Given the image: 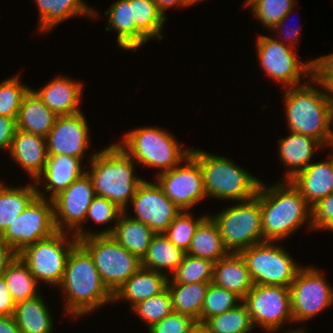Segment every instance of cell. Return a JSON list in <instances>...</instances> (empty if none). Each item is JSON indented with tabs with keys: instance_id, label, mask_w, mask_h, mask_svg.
<instances>
[{
	"instance_id": "18",
	"label": "cell",
	"mask_w": 333,
	"mask_h": 333,
	"mask_svg": "<svg viewBox=\"0 0 333 333\" xmlns=\"http://www.w3.org/2000/svg\"><path fill=\"white\" fill-rule=\"evenodd\" d=\"M89 123L84 112L58 116L45 137L48 155H68L83 162L91 145Z\"/></svg>"
},
{
	"instance_id": "57",
	"label": "cell",
	"mask_w": 333,
	"mask_h": 333,
	"mask_svg": "<svg viewBox=\"0 0 333 333\" xmlns=\"http://www.w3.org/2000/svg\"><path fill=\"white\" fill-rule=\"evenodd\" d=\"M327 147H330L331 152L333 153V116H332V125H331V137Z\"/></svg>"
},
{
	"instance_id": "38",
	"label": "cell",
	"mask_w": 333,
	"mask_h": 333,
	"mask_svg": "<svg viewBox=\"0 0 333 333\" xmlns=\"http://www.w3.org/2000/svg\"><path fill=\"white\" fill-rule=\"evenodd\" d=\"M243 4L270 31L297 5V0H245Z\"/></svg>"
},
{
	"instance_id": "12",
	"label": "cell",
	"mask_w": 333,
	"mask_h": 333,
	"mask_svg": "<svg viewBox=\"0 0 333 333\" xmlns=\"http://www.w3.org/2000/svg\"><path fill=\"white\" fill-rule=\"evenodd\" d=\"M95 196L87 173L55 196L52 201L57 231L73 234L78 240L98 235V229L90 230L84 226L88 208Z\"/></svg>"
},
{
	"instance_id": "52",
	"label": "cell",
	"mask_w": 333,
	"mask_h": 333,
	"mask_svg": "<svg viewBox=\"0 0 333 333\" xmlns=\"http://www.w3.org/2000/svg\"><path fill=\"white\" fill-rule=\"evenodd\" d=\"M17 254L0 240V276Z\"/></svg>"
},
{
	"instance_id": "24",
	"label": "cell",
	"mask_w": 333,
	"mask_h": 333,
	"mask_svg": "<svg viewBox=\"0 0 333 333\" xmlns=\"http://www.w3.org/2000/svg\"><path fill=\"white\" fill-rule=\"evenodd\" d=\"M107 17L105 32L116 31V42L122 50L136 52L149 41L135 25L130 0H116L104 11ZM113 29V30H112Z\"/></svg>"
},
{
	"instance_id": "1",
	"label": "cell",
	"mask_w": 333,
	"mask_h": 333,
	"mask_svg": "<svg viewBox=\"0 0 333 333\" xmlns=\"http://www.w3.org/2000/svg\"><path fill=\"white\" fill-rule=\"evenodd\" d=\"M57 288L65 297L63 316L74 320L113 303V293L103 283L92 256L79 242L69 253Z\"/></svg>"
},
{
	"instance_id": "35",
	"label": "cell",
	"mask_w": 333,
	"mask_h": 333,
	"mask_svg": "<svg viewBox=\"0 0 333 333\" xmlns=\"http://www.w3.org/2000/svg\"><path fill=\"white\" fill-rule=\"evenodd\" d=\"M2 276L15 303L31 299L41 293L35 277L17 255L7 265Z\"/></svg>"
},
{
	"instance_id": "29",
	"label": "cell",
	"mask_w": 333,
	"mask_h": 333,
	"mask_svg": "<svg viewBox=\"0 0 333 333\" xmlns=\"http://www.w3.org/2000/svg\"><path fill=\"white\" fill-rule=\"evenodd\" d=\"M57 117L30 89L22 100L16 118V127L25 132L46 137Z\"/></svg>"
},
{
	"instance_id": "51",
	"label": "cell",
	"mask_w": 333,
	"mask_h": 333,
	"mask_svg": "<svg viewBox=\"0 0 333 333\" xmlns=\"http://www.w3.org/2000/svg\"><path fill=\"white\" fill-rule=\"evenodd\" d=\"M158 10L163 14L165 18H168L166 15V11L171 9L172 7H176L177 9H186L191 7L189 0H154Z\"/></svg>"
},
{
	"instance_id": "4",
	"label": "cell",
	"mask_w": 333,
	"mask_h": 333,
	"mask_svg": "<svg viewBox=\"0 0 333 333\" xmlns=\"http://www.w3.org/2000/svg\"><path fill=\"white\" fill-rule=\"evenodd\" d=\"M282 94L287 129L319 140L327 147L333 110L319 83L311 77L306 83L283 89Z\"/></svg>"
},
{
	"instance_id": "16",
	"label": "cell",
	"mask_w": 333,
	"mask_h": 333,
	"mask_svg": "<svg viewBox=\"0 0 333 333\" xmlns=\"http://www.w3.org/2000/svg\"><path fill=\"white\" fill-rule=\"evenodd\" d=\"M154 179L182 211H190L207 198L202 168L191 154L171 170L155 175Z\"/></svg>"
},
{
	"instance_id": "27",
	"label": "cell",
	"mask_w": 333,
	"mask_h": 333,
	"mask_svg": "<svg viewBox=\"0 0 333 333\" xmlns=\"http://www.w3.org/2000/svg\"><path fill=\"white\" fill-rule=\"evenodd\" d=\"M212 283L235 292L242 299L254 285L246 261L240 253H229L214 263Z\"/></svg>"
},
{
	"instance_id": "48",
	"label": "cell",
	"mask_w": 333,
	"mask_h": 333,
	"mask_svg": "<svg viewBox=\"0 0 333 333\" xmlns=\"http://www.w3.org/2000/svg\"><path fill=\"white\" fill-rule=\"evenodd\" d=\"M16 118L0 116V151L10 150L16 131Z\"/></svg>"
},
{
	"instance_id": "39",
	"label": "cell",
	"mask_w": 333,
	"mask_h": 333,
	"mask_svg": "<svg viewBox=\"0 0 333 333\" xmlns=\"http://www.w3.org/2000/svg\"><path fill=\"white\" fill-rule=\"evenodd\" d=\"M214 262L185 254L168 283H212Z\"/></svg>"
},
{
	"instance_id": "28",
	"label": "cell",
	"mask_w": 333,
	"mask_h": 333,
	"mask_svg": "<svg viewBox=\"0 0 333 333\" xmlns=\"http://www.w3.org/2000/svg\"><path fill=\"white\" fill-rule=\"evenodd\" d=\"M43 294L15 304L13 317L21 333H53L54 319Z\"/></svg>"
},
{
	"instance_id": "7",
	"label": "cell",
	"mask_w": 333,
	"mask_h": 333,
	"mask_svg": "<svg viewBox=\"0 0 333 333\" xmlns=\"http://www.w3.org/2000/svg\"><path fill=\"white\" fill-rule=\"evenodd\" d=\"M209 215L216 222L229 253H240L263 242L260 186L254 198L236 201V204Z\"/></svg>"
},
{
	"instance_id": "43",
	"label": "cell",
	"mask_w": 333,
	"mask_h": 333,
	"mask_svg": "<svg viewBox=\"0 0 333 333\" xmlns=\"http://www.w3.org/2000/svg\"><path fill=\"white\" fill-rule=\"evenodd\" d=\"M132 311L149 328L173 312L172 298L168 289L135 305Z\"/></svg>"
},
{
	"instance_id": "56",
	"label": "cell",
	"mask_w": 333,
	"mask_h": 333,
	"mask_svg": "<svg viewBox=\"0 0 333 333\" xmlns=\"http://www.w3.org/2000/svg\"><path fill=\"white\" fill-rule=\"evenodd\" d=\"M190 333H209L202 325L197 324Z\"/></svg>"
},
{
	"instance_id": "10",
	"label": "cell",
	"mask_w": 333,
	"mask_h": 333,
	"mask_svg": "<svg viewBox=\"0 0 333 333\" xmlns=\"http://www.w3.org/2000/svg\"><path fill=\"white\" fill-rule=\"evenodd\" d=\"M256 40L260 69L265 76L281 84L283 89L306 83L312 77V60L303 63L296 49L270 35L258 34Z\"/></svg>"
},
{
	"instance_id": "3",
	"label": "cell",
	"mask_w": 333,
	"mask_h": 333,
	"mask_svg": "<svg viewBox=\"0 0 333 333\" xmlns=\"http://www.w3.org/2000/svg\"><path fill=\"white\" fill-rule=\"evenodd\" d=\"M88 157L86 173L95 195L112 201L123 212L128 211L137 187L144 180L136 175L138 164L115 141Z\"/></svg>"
},
{
	"instance_id": "25",
	"label": "cell",
	"mask_w": 333,
	"mask_h": 333,
	"mask_svg": "<svg viewBox=\"0 0 333 333\" xmlns=\"http://www.w3.org/2000/svg\"><path fill=\"white\" fill-rule=\"evenodd\" d=\"M38 7V26L41 34H46L56 28L65 20L75 17H88L95 19L99 17L98 11L85 0H34Z\"/></svg>"
},
{
	"instance_id": "13",
	"label": "cell",
	"mask_w": 333,
	"mask_h": 333,
	"mask_svg": "<svg viewBox=\"0 0 333 333\" xmlns=\"http://www.w3.org/2000/svg\"><path fill=\"white\" fill-rule=\"evenodd\" d=\"M325 272L316 266H302L289 287L295 325L307 322L333 306V287Z\"/></svg>"
},
{
	"instance_id": "37",
	"label": "cell",
	"mask_w": 333,
	"mask_h": 333,
	"mask_svg": "<svg viewBox=\"0 0 333 333\" xmlns=\"http://www.w3.org/2000/svg\"><path fill=\"white\" fill-rule=\"evenodd\" d=\"M202 326L209 333H253L252 331H255L243 301L222 314L208 318Z\"/></svg>"
},
{
	"instance_id": "54",
	"label": "cell",
	"mask_w": 333,
	"mask_h": 333,
	"mask_svg": "<svg viewBox=\"0 0 333 333\" xmlns=\"http://www.w3.org/2000/svg\"><path fill=\"white\" fill-rule=\"evenodd\" d=\"M0 333H21L13 315L0 316Z\"/></svg>"
},
{
	"instance_id": "6",
	"label": "cell",
	"mask_w": 333,
	"mask_h": 333,
	"mask_svg": "<svg viewBox=\"0 0 333 333\" xmlns=\"http://www.w3.org/2000/svg\"><path fill=\"white\" fill-rule=\"evenodd\" d=\"M122 136L116 144L138 165L159 169L156 175L179 165L192 149L182 146L173 133L158 126H141Z\"/></svg>"
},
{
	"instance_id": "8",
	"label": "cell",
	"mask_w": 333,
	"mask_h": 333,
	"mask_svg": "<svg viewBox=\"0 0 333 333\" xmlns=\"http://www.w3.org/2000/svg\"><path fill=\"white\" fill-rule=\"evenodd\" d=\"M282 243L264 241L240 252L254 285L291 286L303 265L292 257Z\"/></svg>"
},
{
	"instance_id": "2",
	"label": "cell",
	"mask_w": 333,
	"mask_h": 333,
	"mask_svg": "<svg viewBox=\"0 0 333 333\" xmlns=\"http://www.w3.org/2000/svg\"><path fill=\"white\" fill-rule=\"evenodd\" d=\"M260 205L263 242H283L304 225L313 231L312 207L290 181H261Z\"/></svg>"
},
{
	"instance_id": "20",
	"label": "cell",
	"mask_w": 333,
	"mask_h": 333,
	"mask_svg": "<svg viewBox=\"0 0 333 333\" xmlns=\"http://www.w3.org/2000/svg\"><path fill=\"white\" fill-rule=\"evenodd\" d=\"M84 89L82 81L61 74L54 76L42 88L35 90L31 88L44 105L57 116L81 112Z\"/></svg>"
},
{
	"instance_id": "42",
	"label": "cell",
	"mask_w": 333,
	"mask_h": 333,
	"mask_svg": "<svg viewBox=\"0 0 333 333\" xmlns=\"http://www.w3.org/2000/svg\"><path fill=\"white\" fill-rule=\"evenodd\" d=\"M243 299L235 292L220 288L210 283L202 308L201 313V325L210 317L218 314H222L237 305H239Z\"/></svg>"
},
{
	"instance_id": "34",
	"label": "cell",
	"mask_w": 333,
	"mask_h": 333,
	"mask_svg": "<svg viewBox=\"0 0 333 333\" xmlns=\"http://www.w3.org/2000/svg\"><path fill=\"white\" fill-rule=\"evenodd\" d=\"M210 283H168L173 312L188 315L201 325V313Z\"/></svg>"
},
{
	"instance_id": "23",
	"label": "cell",
	"mask_w": 333,
	"mask_h": 333,
	"mask_svg": "<svg viewBox=\"0 0 333 333\" xmlns=\"http://www.w3.org/2000/svg\"><path fill=\"white\" fill-rule=\"evenodd\" d=\"M324 159L320 162L313 161L290 180L311 207L332 193L333 153L329 152Z\"/></svg>"
},
{
	"instance_id": "14",
	"label": "cell",
	"mask_w": 333,
	"mask_h": 333,
	"mask_svg": "<svg viewBox=\"0 0 333 333\" xmlns=\"http://www.w3.org/2000/svg\"><path fill=\"white\" fill-rule=\"evenodd\" d=\"M56 232L53 201L36 196L0 235V240L18 254L26 246Z\"/></svg>"
},
{
	"instance_id": "41",
	"label": "cell",
	"mask_w": 333,
	"mask_h": 333,
	"mask_svg": "<svg viewBox=\"0 0 333 333\" xmlns=\"http://www.w3.org/2000/svg\"><path fill=\"white\" fill-rule=\"evenodd\" d=\"M31 89L20 75L9 76L0 82V116L17 118L24 96Z\"/></svg>"
},
{
	"instance_id": "53",
	"label": "cell",
	"mask_w": 333,
	"mask_h": 333,
	"mask_svg": "<svg viewBox=\"0 0 333 333\" xmlns=\"http://www.w3.org/2000/svg\"><path fill=\"white\" fill-rule=\"evenodd\" d=\"M321 86L327 104L333 110V78H314Z\"/></svg>"
},
{
	"instance_id": "9",
	"label": "cell",
	"mask_w": 333,
	"mask_h": 333,
	"mask_svg": "<svg viewBox=\"0 0 333 333\" xmlns=\"http://www.w3.org/2000/svg\"><path fill=\"white\" fill-rule=\"evenodd\" d=\"M77 243L73 234L57 231L49 238L26 246L17 256L28 266L38 284L58 287L69 253Z\"/></svg>"
},
{
	"instance_id": "47",
	"label": "cell",
	"mask_w": 333,
	"mask_h": 333,
	"mask_svg": "<svg viewBox=\"0 0 333 333\" xmlns=\"http://www.w3.org/2000/svg\"><path fill=\"white\" fill-rule=\"evenodd\" d=\"M295 8V6L292 8V10L274 27L272 28L270 31L272 32V34L270 35H276L273 37L275 39H277L278 41H281L284 45H287L293 49H297L296 46L299 44L298 42L299 39L301 38V26L293 28V27H288L287 25V20L290 17L289 15L292 14L293 9ZM284 27L290 28V29H286ZM286 29V30H284ZM285 31V32H284ZM278 35V36H277Z\"/></svg>"
},
{
	"instance_id": "49",
	"label": "cell",
	"mask_w": 333,
	"mask_h": 333,
	"mask_svg": "<svg viewBox=\"0 0 333 333\" xmlns=\"http://www.w3.org/2000/svg\"><path fill=\"white\" fill-rule=\"evenodd\" d=\"M313 78H333V52L312 58Z\"/></svg>"
},
{
	"instance_id": "17",
	"label": "cell",
	"mask_w": 333,
	"mask_h": 333,
	"mask_svg": "<svg viewBox=\"0 0 333 333\" xmlns=\"http://www.w3.org/2000/svg\"><path fill=\"white\" fill-rule=\"evenodd\" d=\"M129 206H132L134 215L124 212L130 218L148 225L155 233H164L182 211L164 194L156 180L150 182L146 179L137 187Z\"/></svg>"
},
{
	"instance_id": "58",
	"label": "cell",
	"mask_w": 333,
	"mask_h": 333,
	"mask_svg": "<svg viewBox=\"0 0 333 333\" xmlns=\"http://www.w3.org/2000/svg\"><path fill=\"white\" fill-rule=\"evenodd\" d=\"M202 1H205V0H189L190 4H191L192 6H194V5H196L197 3L202 2Z\"/></svg>"
},
{
	"instance_id": "50",
	"label": "cell",
	"mask_w": 333,
	"mask_h": 333,
	"mask_svg": "<svg viewBox=\"0 0 333 333\" xmlns=\"http://www.w3.org/2000/svg\"><path fill=\"white\" fill-rule=\"evenodd\" d=\"M15 302L13 301L9 289L3 276H0V316H11L14 313Z\"/></svg>"
},
{
	"instance_id": "11",
	"label": "cell",
	"mask_w": 333,
	"mask_h": 333,
	"mask_svg": "<svg viewBox=\"0 0 333 333\" xmlns=\"http://www.w3.org/2000/svg\"><path fill=\"white\" fill-rule=\"evenodd\" d=\"M78 242L92 256L103 283L113 294L142 267L141 260L110 235L90 236Z\"/></svg>"
},
{
	"instance_id": "46",
	"label": "cell",
	"mask_w": 333,
	"mask_h": 333,
	"mask_svg": "<svg viewBox=\"0 0 333 333\" xmlns=\"http://www.w3.org/2000/svg\"><path fill=\"white\" fill-rule=\"evenodd\" d=\"M313 231H333V193L312 207Z\"/></svg>"
},
{
	"instance_id": "44",
	"label": "cell",
	"mask_w": 333,
	"mask_h": 333,
	"mask_svg": "<svg viewBox=\"0 0 333 333\" xmlns=\"http://www.w3.org/2000/svg\"><path fill=\"white\" fill-rule=\"evenodd\" d=\"M123 211L120 210L112 201H109L105 197L95 196L88 208L85 224L87 221H93L94 224L104 225L105 228L99 229L98 235H111L115 224L119 218V215ZM113 223V225H109ZM108 225V226H107Z\"/></svg>"
},
{
	"instance_id": "19",
	"label": "cell",
	"mask_w": 333,
	"mask_h": 333,
	"mask_svg": "<svg viewBox=\"0 0 333 333\" xmlns=\"http://www.w3.org/2000/svg\"><path fill=\"white\" fill-rule=\"evenodd\" d=\"M86 165L80 158L68 155H48L42 173L34 181L37 196L52 200L86 173ZM40 184L45 185L44 189H38Z\"/></svg>"
},
{
	"instance_id": "22",
	"label": "cell",
	"mask_w": 333,
	"mask_h": 333,
	"mask_svg": "<svg viewBox=\"0 0 333 333\" xmlns=\"http://www.w3.org/2000/svg\"><path fill=\"white\" fill-rule=\"evenodd\" d=\"M10 160L30 176L32 181L42 173L47 162L46 139L43 136L16 129L10 150Z\"/></svg>"
},
{
	"instance_id": "32",
	"label": "cell",
	"mask_w": 333,
	"mask_h": 333,
	"mask_svg": "<svg viewBox=\"0 0 333 333\" xmlns=\"http://www.w3.org/2000/svg\"><path fill=\"white\" fill-rule=\"evenodd\" d=\"M36 189L34 181L15 187L0 178V235L37 196Z\"/></svg>"
},
{
	"instance_id": "5",
	"label": "cell",
	"mask_w": 333,
	"mask_h": 333,
	"mask_svg": "<svg viewBox=\"0 0 333 333\" xmlns=\"http://www.w3.org/2000/svg\"><path fill=\"white\" fill-rule=\"evenodd\" d=\"M200 148L190 154L199 162L207 198L231 201H246L256 196L260 178L232 161V158L215 155Z\"/></svg>"
},
{
	"instance_id": "31",
	"label": "cell",
	"mask_w": 333,
	"mask_h": 333,
	"mask_svg": "<svg viewBox=\"0 0 333 333\" xmlns=\"http://www.w3.org/2000/svg\"><path fill=\"white\" fill-rule=\"evenodd\" d=\"M154 234L155 232L148 225L134 220L122 212L110 236L127 251L142 260Z\"/></svg>"
},
{
	"instance_id": "40",
	"label": "cell",
	"mask_w": 333,
	"mask_h": 333,
	"mask_svg": "<svg viewBox=\"0 0 333 333\" xmlns=\"http://www.w3.org/2000/svg\"><path fill=\"white\" fill-rule=\"evenodd\" d=\"M208 215L209 213H203L196 217L191 211H181L172 220L164 234L175 246L187 253L196 229Z\"/></svg>"
},
{
	"instance_id": "21",
	"label": "cell",
	"mask_w": 333,
	"mask_h": 333,
	"mask_svg": "<svg viewBox=\"0 0 333 333\" xmlns=\"http://www.w3.org/2000/svg\"><path fill=\"white\" fill-rule=\"evenodd\" d=\"M288 133L277 142L279 161L286 168L282 181H290L309 166L313 162L315 150L317 153L325 149L319 140L291 131Z\"/></svg>"
},
{
	"instance_id": "59",
	"label": "cell",
	"mask_w": 333,
	"mask_h": 333,
	"mask_svg": "<svg viewBox=\"0 0 333 333\" xmlns=\"http://www.w3.org/2000/svg\"><path fill=\"white\" fill-rule=\"evenodd\" d=\"M332 183H333V166H332ZM332 193H333V184H332Z\"/></svg>"
},
{
	"instance_id": "45",
	"label": "cell",
	"mask_w": 333,
	"mask_h": 333,
	"mask_svg": "<svg viewBox=\"0 0 333 333\" xmlns=\"http://www.w3.org/2000/svg\"><path fill=\"white\" fill-rule=\"evenodd\" d=\"M192 317L176 312L167 315L161 321L152 324L148 333H190L197 325Z\"/></svg>"
},
{
	"instance_id": "33",
	"label": "cell",
	"mask_w": 333,
	"mask_h": 333,
	"mask_svg": "<svg viewBox=\"0 0 333 333\" xmlns=\"http://www.w3.org/2000/svg\"><path fill=\"white\" fill-rule=\"evenodd\" d=\"M187 254L214 263L229 254L224 247L219 228L210 215L196 229Z\"/></svg>"
},
{
	"instance_id": "55",
	"label": "cell",
	"mask_w": 333,
	"mask_h": 333,
	"mask_svg": "<svg viewBox=\"0 0 333 333\" xmlns=\"http://www.w3.org/2000/svg\"><path fill=\"white\" fill-rule=\"evenodd\" d=\"M308 331L306 330V328L305 327H299V326H297V327H293L292 329L290 328H287V330H283V332L281 331H277V332H274V333H307Z\"/></svg>"
},
{
	"instance_id": "15",
	"label": "cell",
	"mask_w": 333,
	"mask_h": 333,
	"mask_svg": "<svg viewBox=\"0 0 333 333\" xmlns=\"http://www.w3.org/2000/svg\"><path fill=\"white\" fill-rule=\"evenodd\" d=\"M254 328L263 332L281 331L286 323H294L289 287L253 285L243 298Z\"/></svg>"
},
{
	"instance_id": "26",
	"label": "cell",
	"mask_w": 333,
	"mask_h": 333,
	"mask_svg": "<svg viewBox=\"0 0 333 333\" xmlns=\"http://www.w3.org/2000/svg\"><path fill=\"white\" fill-rule=\"evenodd\" d=\"M168 280L163 273L141 267L113 294V304L126 301L131 310L141 301L165 291Z\"/></svg>"
},
{
	"instance_id": "30",
	"label": "cell",
	"mask_w": 333,
	"mask_h": 333,
	"mask_svg": "<svg viewBox=\"0 0 333 333\" xmlns=\"http://www.w3.org/2000/svg\"><path fill=\"white\" fill-rule=\"evenodd\" d=\"M185 254L164 233H155L146 255L141 260V266L170 277L182 262Z\"/></svg>"
},
{
	"instance_id": "36",
	"label": "cell",
	"mask_w": 333,
	"mask_h": 333,
	"mask_svg": "<svg viewBox=\"0 0 333 333\" xmlns=\"http://www.w3.org/2000/svg\"><path fill=\"white\" fill-rule=\"evenodd\" d=\"M136 28L148 40H163L167 18L158 10L154 0H130ZM163 33V34H162Z\"/></svg>"
}]
</instances>
